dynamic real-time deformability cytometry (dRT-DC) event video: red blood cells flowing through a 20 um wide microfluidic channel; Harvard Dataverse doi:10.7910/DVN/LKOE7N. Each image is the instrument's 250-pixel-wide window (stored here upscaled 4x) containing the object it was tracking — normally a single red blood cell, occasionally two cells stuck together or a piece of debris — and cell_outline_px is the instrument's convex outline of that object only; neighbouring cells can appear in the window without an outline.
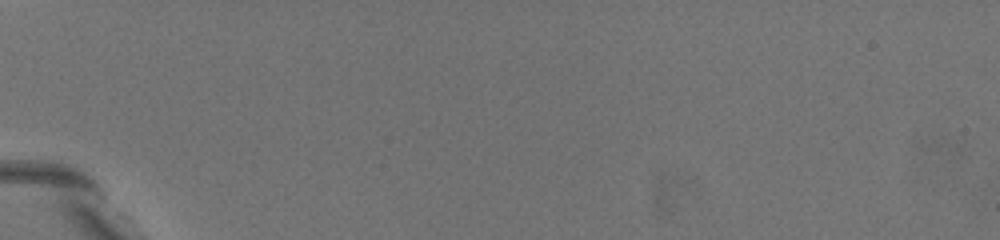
{"species": "common noctule bat (a hibernating species)", "species_latin": "Nyctalus noctula", "temperature_condition": "warm", "stored_images_in_passage": 2, "camera_frame_rate_fps": 3000, "um_per_image_px": 0.085, "animal": {"sex": "female", "body_mass_g": 19.5, "forearm_length_mm": 54.1}, "frame": {"image": 1, "passage_image": 1, "time_ms": 0.0, "image_size_px": [1000, 240], "cell_outline_px": [[172, 208], [168, 212], [120, 168], [116, 164], [104, 144], [104, 140], [124, 140], [144, 152], [164, 176], [172, 196]], "centroid_in_image_um": [11.97, 14.52], "position_along_channel_um": 73.0, "area_um2": 14.33}}